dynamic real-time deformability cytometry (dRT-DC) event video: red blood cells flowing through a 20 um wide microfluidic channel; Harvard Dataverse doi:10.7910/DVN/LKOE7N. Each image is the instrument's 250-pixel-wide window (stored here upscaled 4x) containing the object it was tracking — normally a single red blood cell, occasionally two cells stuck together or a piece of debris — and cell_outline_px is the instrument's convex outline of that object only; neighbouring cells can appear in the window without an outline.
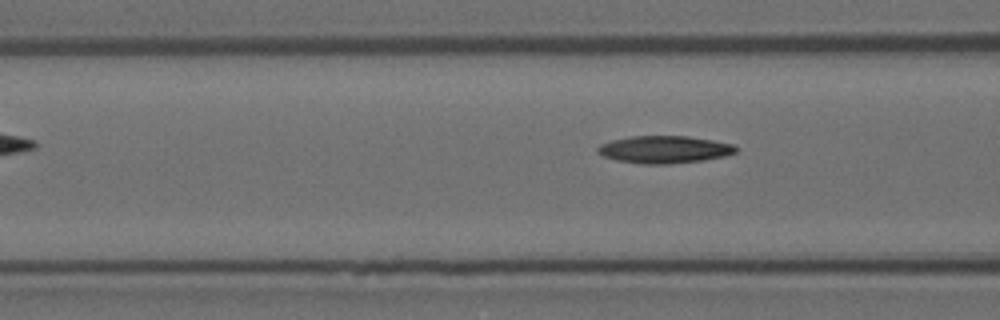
{"species": "Egyptian fruit bat (a non-hibernating species)", "species_latin": "Rousettus aegyptiacus", "temperature_condition": "room temperature", "stored_images_in_passage": 4, "camera_frame_rate_fps": 3000, "um_per_image_px": 0.085, "animal": {"sex": "female"}, "frame": {"image": 1, "passage_image": 4, "time_ms": 1.0, "image_size_px": [1000, 320], "cell_outline_px": [[736, 152], [724, 156], [704, 160], [668, 164], [640, 164], [616, 160], [604, 156], [596, 152], [596, 148], [600, 144], [612, 140], [632, 136], [688, 136], [712, 140], [732, 144], [736, 148]], "centroid_in_image_um": [56.43, 12.71], "position_along_channel_um": 110.2, "area_um2": 22.02}}